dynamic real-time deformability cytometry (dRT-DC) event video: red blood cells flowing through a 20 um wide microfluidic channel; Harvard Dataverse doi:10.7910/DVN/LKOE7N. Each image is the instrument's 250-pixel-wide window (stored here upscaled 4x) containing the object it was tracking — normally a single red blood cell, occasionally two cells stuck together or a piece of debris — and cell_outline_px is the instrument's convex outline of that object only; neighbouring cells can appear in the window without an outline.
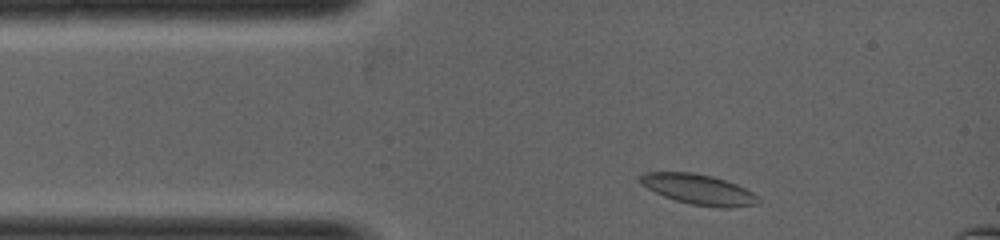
{"species": "common noctule bat (a hibernating species)", "species_latin": "Nyctalus noctula", "temperature_condition": "warm", "stored_images_in_passage": 3, "camera_frame_rate_fps": 5000, "um_per_image_px": 0.085, "animal": {"sex": "female", "body_mass_g": 19.0, "forearm_length_mm": 53.3}, "frame": {"image": 1, "passage_image": 1, "time_ms": 0.0, "image_size_px": [1000, 240], "cell_outline_px": [[760, 200], [756, 204], [732, 208], [720, 208], [692, 204], [676, 200], [664, 196], [640, 184], [636, 180], [644, 172], [692, 172], [712, 176], [736, 184], [752, 192]], "centroid_in_image_um": [59.35, 16.09], "position_along_channel_um": 25.7, "area_um2": 20.75}}